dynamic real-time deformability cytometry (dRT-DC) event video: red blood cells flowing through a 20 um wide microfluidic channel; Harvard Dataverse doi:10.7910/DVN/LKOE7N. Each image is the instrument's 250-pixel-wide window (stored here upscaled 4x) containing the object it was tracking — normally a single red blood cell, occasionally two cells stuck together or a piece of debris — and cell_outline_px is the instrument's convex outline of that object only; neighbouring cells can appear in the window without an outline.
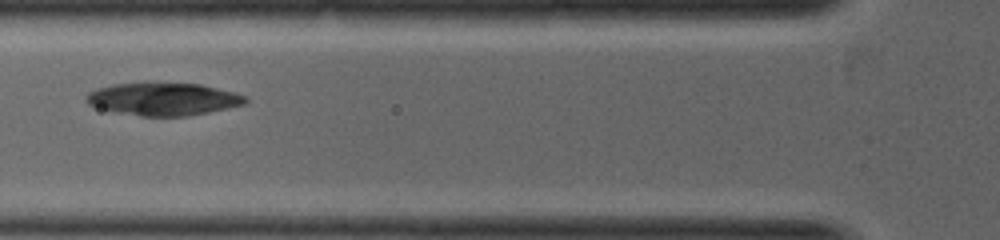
{"species": "common noctule bat (a hibernating species)", "species_latin": "Nyctalus noctula", "temperature_condition": "warm", "stored_images_in_passage": 3, "camera_frame_rate_fps": 5000, "um_per_image_px": 0.085, "animal": {"sex": "female", "body_mass_g": 19.0, "forearm_length_mm": 53.3}, "frame": {"image": 1, "passage_image": 3, "time_ms": 1.0, "image_size_px": [1000, 240], "cell_outline_px": [[248, 100], [244, 104], [228, 108], [188, 116], [140, 116], [112, 112], [88, 104], [84, 100], [84, 96], [88, 92], [96, 88], [112, 84], [144, 80], [152, 80], [200, 84], [236, 92], [248, 96]], "centroid_in_image_um": [13.83, 8.37], "position_along_channel_um": 112.0, "area_um2": 31.62}}